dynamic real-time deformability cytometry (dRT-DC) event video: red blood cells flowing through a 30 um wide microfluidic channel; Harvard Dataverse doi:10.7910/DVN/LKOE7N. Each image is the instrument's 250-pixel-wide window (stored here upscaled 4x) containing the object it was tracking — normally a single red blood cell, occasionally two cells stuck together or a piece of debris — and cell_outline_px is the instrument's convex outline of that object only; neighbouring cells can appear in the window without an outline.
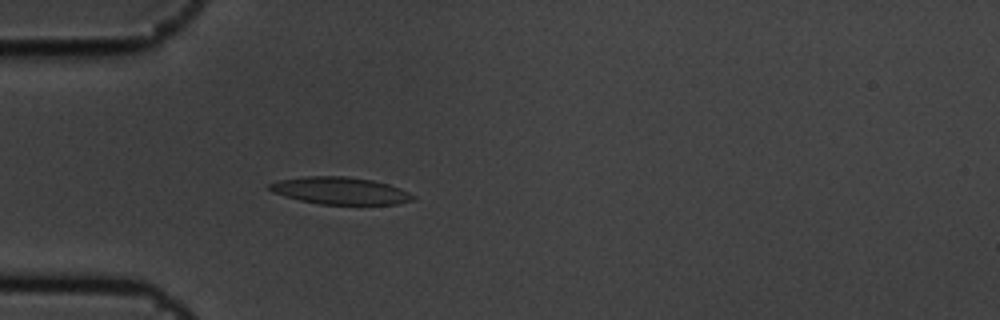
{"species": "common noctule bat (a hibernating species)", "species_latin": "Nyctalus noctula", "temperature_condition": "cold", "stored_images_in_passage": 3, "camera_frame_rate_fps": 3000, "um_per_image_px": 0.085, "animal": {"sex": "male", "body_mass_g": 19.5, "forearm_length_mm": 54.6}, "frame": {"image": 1, "passage_image": 3, "time_ms": 0.667, "image_size_px": [1000, 320], "cell_outline_px": [[416, 196], [412, 200], [396, 204], [320, 204], [300, 200], [284, 196], [272, 192], [268, 188], [268, 184], [280, 180], [304, 176], [348, 176], [372, 180], [388, 184], [400, 188]], "centroid_in_image_um": [28.9, 16.2], "position_along_channel_um": 56.1, "area_um2": 22.66}}